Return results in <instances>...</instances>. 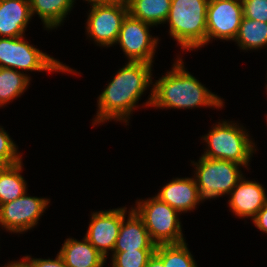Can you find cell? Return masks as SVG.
<instances>
[{
	"label": "cell",
	"mask_w": 267,
	"mask_h": 267,
	"mask_svg": "<svg viewBox=\"0 0 267 267\" xmlns=\"http://www.w3.org/2000/svg\"><path fill=\"white\" fill-rule=\"evenodd\" d=\"M58 253L68 267H103L107 259L85 237L66 239Z\"/></svg>",
	"instance_id": "cell-17"
},
{
	"label": "cell",
	"mask_w": 267,
	"mask_h": 267,
	"mask_svg": "<svg viewBox=\"0 0 267 267\" xmlns=\"http://www.w3.org/2000/svg\"><path fill=\"white\" fill-rule=\"evenodd\" d=\"M30 77L20 70L0 67V107L25 92Z\"/></svg>",
	"instance_id": "cell-22"
},
{
	"label": "cell",
	"mask_w": 267,
	"mask_h": 267,
	"mask_svg": "<svg viewBox=\"0 0 267 267\" xmlns=\"http://www.w3.org/2000/svg\"><path fill=\"white\" fill-rule=\"evenodd\" d=\"M29 0H0V37H22L31 20Z\"/></svg>",
	"instance_id": "cell-16"
},
{
	"label": "cell",
	"mask_w": 267,
	"mask_h": 267,
	"mask_svg": "<svg viewBox=\"0 0 267 267\" xmlns=\"http://www.w3.org/2000/svg\"><path fill=\"white\" fill-rule=\"evenodd\" d=\"M209 0H171L169 34L182 50L190 51L206 45V20Z\"/></svg>",
	"instance_id": "cell-3"
},
{
	"label": "cell",
	"mask_w": 267,
	"mask_h": 267,
	"mask_svg": "<svg viewBox=\"0 0 267 267\" xmlns=\"http://www.w3.org/2000/svg\"><path fill=\"white\" fill-rule=\"evenodd\" d=\"M126 209L123 208V221L113 252L155 249L156 244L151 240L142 218L132 208L128 212V219L125 220Z\"/></svg>",
	"instance_id": "cell-14"
},
{
	"label": "cell",
	"mask_w": 267,
	"mask_h": 267,
	"mask_svg": "<svg viewBox=\"0 0 267 267\" xmlns=\"http://www.w3.org/2000/svg\"><path fill=\"white\" fill-rule=\"evenodd\" d=\"M24 37H0V67L14 70L70 72L73 69L50 57L33 45Z\"/></svg>",
	"instance_id": "cell-6"
},
{
	"label": "cell",
	"mask_w": 267,
	"mask_h": 267,
	"mask_svg": "<svg viewBox=\"0 0 267 267\" xmlns=\"http://www.w3.org/2000/svg\"><path fill=\"white\" fill-rule=\"evenodd\" d=\"M244 129L242 126L239 127V124L229 121L218 122L207 135L202 137L208 147L202 156L233 161L247 167L256 151V145Z\"/></svg>",
	"instance_id": "cell-4"
},
{
	"label": "cell",
	"mask_w": 267,
	"mask_h": 267,
	"mask_svg": "<svg viewBox=\"0 0 267 267\" xmlns=\"http://www.w3.org/2000/svg\"><path fill=\"white\" fill-rule=\"evenodd\" d=\"M26 193L0 206V225L11 233H22L37 225L50 203L49 199L27 196Z\"/></svg>",
	"instance_id": "cell-10"
},
{
	"label": "cell",
	"mask_w": 267,
	"mask_h": 267,
	"mask_svg": "<svg viewBox=\"0 0 267 267\" xmlns=\"http://www.w3.org/2000/svg\"><path fill=\"white\" fill-rule=\"evenodd\" d=\"M151 67L145 62L129 61L119 69L98 97L94 126L109 120L128 122L143 92L153 83Z\"/></svg>",
	"instance_id": "cell-1"
},
{
	"label": "cell",
	"mask_w": 267,
	"mask_h": 267,
	"mask_svg": "<svg viewBox=\"0 0 267 267\" xmlns=\"http://www.w3.org/2000/svg\"><path fill=\"white\" fill-rule=\"evenodd\" d=\"M4 267H33V265L26 257H23L21 261L9 262Z\"/></svg>",
	"instance_id": "cell-30"
},
{
	"label": "cell",
	"mask_w": 267,
	"mask_h": 267,
	"mask_svg": "<svg viewBox=\"0 0 267 267\" xmlns=\"http://www.w3.org/2000/svg\"><path fill=\"white\" fill-rule=\"evenodd\" d=\"M22 161L11 166H4L0 171V206L21 197L27 192V183L22 172Z\"/></svg>",
	"instance_id": "cell-20"
},
{
	"label": "cell",
	"mask_w": 267,
	"mask_h": 267,
	"mask_svg": "<svg viewBox=\"0 0 267 267\" xmlns=\"http://www.w3.org/2000/svg\"><path fill=\"white\" fill-rule=\"evenodd\" d=\"M146 267H165L163 260L154 252V254L148 260Z\"/></svg>",
	"instance_id": "cell-29"
},
{
	"label": "cell",
	"mask_w": 267,
	"mask_h": 267,
	"mask_svg": "<svg viewBox=\"0 0 267 267\" xmlns=\"http://www.w3.org/2000/svg\"><path fill=\"white\" fill-rule=\"evenodd\" d=\"M18 147L10 138L6 130L0 127V162L4 166L15 165L22 161Z\"/></svg>",
	"instance_id": "cell-25"
},
{
	"label": "cell",
	"mask_w": 267,
	"mask_h": 267,
	"mask_svg": "<svg viewBox=\"0 0 267 267\" xmlns=\"http://www.w3.org/2000/svg\"><path fill=\"white\" fill-rule=\"evenodd\" d=\"M254 225L262 232L267 233V202L252 219Z\"/></svg>",
	"instance_id": "cell-28"
},
{
	"label": "cell",
	"mask_w": 267,
	"mask_h": 267,
	"mask_svg": "<svg viewBox=\"0 0 267 267\" xmlns=\"http://www.w3.org/2000/svg\"><path fill=\"white\" fill-rule=\"evenodd\" d=\"M136 203L133 209L142 218L156 245L185 242L178 211L156 196Z\"/></svg>",
	"instance_id": "cell-5"
},
{
	"label": "cell",
	"mask_w": 267,
	"mask_h": 267,
	"mask_svg": "<svg viewBox=\"0 0 267 267\" xmlns=\"http://www.w3.org/2000/svg\"><path fill=\"white\" fill-rule=\"evenodd\" d=\"M243 50H256L267 45V22L243 17L234 39Z\"/></svg>",
	"instance_id": "cell-21"
},
{
	"label": "cell",
	"mask_w": 267,
	"mask_h": 267,
	"mask_svg": "<svg viewBox=\"0 0 267 267\" xmlns=\"http://www.w3.org/2000/svg\"><path fill=\"white\" fill-rule=\"evenodd\" d=\"M181 58L173 64L172 70L156 80L147 106L156 108L192 109L195 107H223L220 97L210 92L184 68Z\"/></svg>",
	"instance_id": "cell-2"
},
{
	"label": "cell",
	"mask_w": 267,
	"mask_h": 267,
	"mask_svg": "<svg viewBox=\"0 0 267 267\" xmlns=\"http://www.w3.org/2000/svg\"><path fill=\"white\" fill-rule=\"evenodd\" d=\"M4 165L0 162V171L3 169Z\"/></svg>",
	"instance_id": "cell-32"
},
{
	"label": "cell",
	"mask_w": 267,
	"mask_h": 267,
	"mask_svg": "<svg viewBox=\"0 0 267 267\" xmlns=\"http://www.w3.org/2000/svg\"><path fill=\"white\" fill-rule=\"evenodd\" d=\"M156 197L179 213L194 210L196 205L203 201L200 198L195 178L189 177L173 179L163 186Z\"/></svg>",
	"instance_id": "cell-15"
},
{
	"label": "cell",
	"mask_w": 267,
	"mask_h": 267,
	"mask_svg": "<svg viewBox=\"0 0 267 267\" xmlns=\"http://www.w3.org/2000/svg\"><path fill=\"white\" fill-rule=\"evenodd\" d=\"M85 238L105 258L108 251L115 248V242L119 235L123 221V208L93 212Z\"/></svg>",
	"instance_id": "cell-12"
},
{
	"label": "cell",
	"mask_w": 267,
	"mask_h": 267,
	"mask_svg": "<svg viewBox=\"0 0 267 267\" xmlns=\"http://www.w3.org/2000/svg\"><path fill=\"white\" fill-rule=\"evenodd\" d=\"M155 249H139L125 252H113L112 267H146Z\"/></svg>",
	"instance_id": "cell-24"
},
{
	"label": "cell",
	"mask_w": 267,
	"mask_h": 267,
	"mask_svg": "<svg viewBox=\"0 0 267 267\" xmlns=\"http://www.w3.org/2000/svg\"><path fill=\"white\" fill-rule=\"evenodd\" d=\"M155 253L163 260L165 267H197L186 242L156 245Z\"/></svg>",
	"instance_id": "cell-23"
},
{
	"label": "cell",
	"mask_w": 267,
	"mask_h": 267,
	"mask_svg": "<svg viewBox=\"0 0 267 267\" xmlns=\"http://www.w3.org/2000/svg\"><path fill=\"white\" fill-rule=\"evenodd\" d=\"M151 26L129 13L123 19L116 43H119L129 61L153 63L159 38L150 35Z\"/></svg>",
	"instance_id": "cell-9"
},
{
	"label": "cell",
	"mask_w": 267,
	"mask_h": 267,
	"mask_svg": "<svg viewBox=\"0 0 267 267\" xmlns=\"http://www.w3.org/2000/svg\"><path fill=\"white\" fill-rule=\"evenodd\" d=\"M241 3L245 18L267 22V0H241Z\"/></svg>",
	"instance_id": "cell-26"
},
{
	"label": "cell",
	"mask_w": 267,
	"mask_h": 267,
	"mask_svg": "<svg viewBox=\"0 0 267 267\" xmlns=\"http://www.w3.org/2000/svg\"><path fill=\"white\" fill-rule=\"evenodd\" d=\"M89 1L88 3L94 4V3H115V2H122L123 0H85Z\"/></svg>",
	"instance_id": "cell-31"
},
{
	"label": "cell",
	"mask_w": 267,
	"mask_h": 267,
	"mask_svg": "<svg viewBox=\"0 0 267 267\" xmlns=\"http://www.w3.org/2000/svg\"><path fill=\"white\" fill-rule=\"evenodd\" d=\"M196 167L195 181L202 200L230 194L243 177L240 165L223 159H210L201 156L198 162H191Z\"/></svg>",
	"instance_id": "cell-7"
},
{
	"label": "cell",
	"mask_w": 267,
	"mask_h": 267,
	"mask_svg": "<svg viewBox=\"0 0 267 267\" xmlns=\"http://www.w3.org/2000/svg\"><path fill=\"white\" fill-rule=\"evenodd\" d=\"M241 0H209L206 44L213 39L234 40L243 19Z\"/></svg>",
	"instance_id": "cell-11"
},
{
	"label": "cell",
	"mask_w": 267,
	"mask_h": 267,
	"mask_svg": "<svg viewBox=\"0 0 267 267\" xmlns=\"http://www.w3.org/2000/svg\"><path fill=\"white\" fill-rule=\"evenodd\" d=\"M128 13L152 26L163 24L169 15L171 0H128Z\"/></svg>",
	"instance_id": "cell-19"
},
{
	"label": "cell",
	"mask_w": 267,
	"mask_h": 267,
	"mask_svg": "<svg viewBox=\"0 0 267 267\" xmlns=\"http://www.w3.org/2000/svg\"><path fill=\"white\" fill-rule=\"evenodd\" d=\"M229 195L230 210L239 218L251 217L253 219L267 202V196L262 184L246 180L245 177L240 179Z\"/></svg>",
	"instance_id": "cell-13"
},
{
	"label": "cell",
	"mask_w": 267,
	"mask_h": 267,
	"mask_svg": "<svg viewBox=\"0 0 267 267\" xmlns=\"http://www.w3.org/2000/svg\"><path fill=\"white\" fill-rule=\"evenodd\" d=\"M86 32L99 46L109 47L117 42L123 19L128 14L127 2L90 4Z\"/></svg>",
	"instance_id": "cell-8"
},
{
	"label": "cell",
	"mask_w": 267,
	"mask_h": 267,
	"mask_svg": "<svg viewBox=\"0 0 267 267\" xmlns=\"http://www.w3.org/2000/svg\"><path fill=\"white\" fill-rule=\"evenodd\" d=\"M26 258L32 263L33 267H68L62 256L58 253L56 258L53 259H40V258H31L30 255Z\"/></svg>",
	"instance_id": "cell-27"
},
{
	"label": "cell",
	"mask_w": 267,
	"mask_h": 267,
	"mask_svg": "<svg viewBox=\"0 0 267 267\" xmlns=\"http://www.w3.org/2000/svg\"><path fill=\"white\" fill-rule=\"evenodd\" d=\"M33 17L38 14L47 29L61 26L64 18L71 11L75 0H29Z\"/></svg>",
	"instance_id": "cell-18"
}]
</instances>
